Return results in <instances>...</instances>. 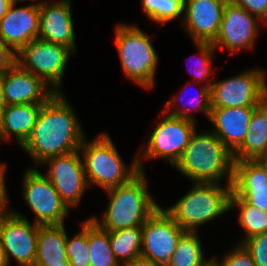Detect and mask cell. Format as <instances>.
<instances>
[{
  "label": "cell",
  "mask_w": 267,
  "mask_h": 266,
  "mask_svg": "<svg viewBox=\"0 0 267 266\" xmlns=\"http://www.w3.org/2000/svg\"><path fill=\"white\" fill-rule=\"evenodd\" d=\"M109 240L115 258L123 265L141 255L142 227L109 231Z\"/></svg>",
  "instance_id": "cell-27"
},
{
  "label": "cell",
  "mask_w": 267,
  "mask_h": 266,
  "mask_svg": "<svg viewBox=\"0 0 267 266\" xmlns=\"http://www.w3.org/2000/svg\"><path fill=\"white\" fill-rule=\"evenodd\" d=\"M5 106L6 104L3 96V72H0V114Z\"/></svg>",
  "instance_id": "cell-39"
},
{
  "label": "cell",
  "mask_w": 267,
  "mask_h": 266,
  "mask_svg": "<svg viewBox=\"0 0 267 266\" xmlns=\"http://www.w3.org/2000/svg\"><path fill=\"white\" fill-rule=\"evenodd\" d=\"M55 92L39 77L16 64L3 73V96L6 105L44 104Z\"/></svg>",
  "instance_id": "cell-18"
},
{
  "label": "cell",
  "mask_w": 267,
  "mask_h": 266,
  "mask_svg": "<svg viewBox=\"0 0 267 266\" xmlns=\"http://www.w3.org/2000/svg\"><path fill=\"white\" fill-rule=\"evenodd\" d=\"M39 20L38 39L65 46L76 53L71 0H39Z\"/></svg>",
  "instance_id": "cell-15"
},
{
  "label": "cell",
  "mask_w": 267,
  "mask_h": 266,
  "mask_svg": "<svg viewBox=\"0 0 267 266\" xmlns=\"http://www.w3.org/2000/svg\"><path fill=\"white\" fill-rule=\"evenodd\" d=\"M17 64V52L0 38V72H6Z\"/></svg>",
  "instance_id": "cell-35"
},
{
  "label": "cell",
  "mask_w": 267,
  "mask_h": 266,
  "mask_svg": "<svg viewBox=\"0 0 267 266\" xmlns=\"http://www.w3.org/2000/svg\"><path fill=\"white\" fill-rule=\"evenodd\" d=\"M122 266H162L153 262L152 260L140 255L134 258L133 260L124 263Z\"/></svg>",
  "instance_id": "cell-37"
},
{
  "label": "cell",
  "mask_w": 267,
  "mask_h": 266,
  "mask_svg": "<svg viewBox=\"0 0 267 266\" xmlns=\"http://www.w3.org/2000/svg\"><path fill=\"white\" fill-rule=\"evenodd\" d=\"M202 266H221L219 262L214 258L211 257L204 265Z\"/></svg>",
  "instance_id": "cell-41"
},
{
  "label": "cell",
  "mask_w": 267,
  "mask_h": 266,
  "mask_svg": "<svg viewBox=\"0 0 267 266\" xmlns=\"http://www.w3.org/2000/svg\"><path fill=\"white\" fill-rule=\"evenodd\" d=\"M198 235V232H185L166 266L204 265L210 258H206Z\"/></svg>",
  "instance_id": "cell-28"
},
{
  "label": "cell",
  "mask_w": 267,
  "mask_h": 266,
  "mask_svg": "<svg viewBox=\"0 0 267 266\" xmlns=\"http://www.w3.org/2000/svg\"><path fill=\"white\" fill-rule=\"evenodd\" d=\"M39 224L13 208L0 213V244L10 266L13 257L21 266H34Z\"/></svg>",
  "instance_id": "cell-11"
},
{
  "label": "cell",
  "mask_w": 267,
  "mask_h": 266,
  "mask_svg": "<svg viewBox=\"0 0 267 266\" xmlns=\"http://www.w3.org/2000/svg\"><path fill=\"white\" fill-rule=\"evenodd\" d=\"M81 231L66 240V255L71 266H90L87 219L81 223Z\"/></svg>",
  "instance_id": "cell-30"
},
{
  "label": "cell",
  "mask_w": 267,
  "mask_h": 266,
  "mask_svg": "<svg viewBox=\"0 0 267 266\" xmlns=\"http://www.w3.org/2000/svg\"><path fill=\"white\" fill-rule=\"evenodd\" d=\"M43 104L6 105L0 114V138L11 141L20 147L29 138Z\"/></svg>",
  "instance_id": "cell-21"
},
{
  "label": "cell",
  "mask_w": 267,
  "mask_h": 266,
  "mask_svg": "<svg viewBox=\"0 0 267 266\" xmlns=\"http://www.w3.org/2000/svg\"><path fill=\"white\" fill-rule=\"evenodd\" d=\"M256 107L211 108L209 122L213 132L233 153L244 141Z\"/></svg>",
  "instance_id": "cell-20"
},
{
  "label": "cell",
  "mask_w": 267,
  "mask_h": 266,
  "mask_svg": "<svg viewBox=\"0 0 267 266\" xmlns=\"http://www.w3.org/2000/svg\"><path fill=\"white\" fill-rule=\"evenodd\" d=\"M241 6L267 26V0H228Z\"/></svg>",
  "instance_id": "cell-34"
},
{
  "label": "cell",
  "mask_w": 267,
  "mask_h": 266,
  "mask_svg": "<svg viewBox=\"0 0 267 266\" xmlns=\"http://www.w3.org/2000/svg\"><path fill=\"white\" fill-rule=\"evenodd\" d=\"M10 3H21V2H23V1H25V3H26V1H30V0H8Z\"/></svg>",
  "instance_id": "cell-44"
},
{
  "label": "cell",
  "mask_w": 267,
  "mask_h": 266,
  "mask_svg": "<svg viewBox=\"0 0 267 266\" xmlns=\"http://www.w3.org/2000/svg\"><path fill=\"white\" fill-rule=\"evenodd\" d=\"M29 5L16 7L11 3L0 20V38L16 52L39 33V0H30Z\"/></svg>",
  "instance_id": "cell-17"
},
{
  "label": "cell",
  "mask_w": 267,
  "mask_h": 266,
  "mask_svg": "<svg viewBox=\"0 0 267 266\" xmlns=\"http://www.w3.org/2000/svg\"><path fill=\"white\" fill-rule=\"evenodd\" d=\"M194 45L196 46V48H198V54L197 56H200L197 63V65H195L193 67V79L197 83L201 82L203 85H206L208 87H212V82L215 81L213 80L215 78V71L212 70V62H213V57L215 55L216 49L214 48L212 43H208V42H194ZM195 63V64H196ZM191 71V70H190ZM213 75V76H212ZM212 76V78L210 77ZM210 77V78H209ZM207 79H209V81H207ZM204 81H207V83L205 82V84L203 83Z\"/></svg>",
  "instance_id": "cell-31"
},
{
  "label": "cell",
  "mask_w": 267,
  "mask_h": 266,
  "mask_svg": "<svg viewBox=\"0 0 267 266\" xmlns=\"http://www.w3.org/2000/svg\"><path fill=\"white\" fill-rule=\"evenodd\" d=\"M134 23L115 25V45L126 78L145 90L155 86L158 54L151 37Z\"/></svg>",
  "instance_id": "cell-6"
},
{
  "label": "cell",
  "mask_w": 267,
  "mask_h": 266,
  "mask_svg": "<svg viewBox=\"0 0 267 266\" xmlns=\"http://www.w3.org/2000/svg\"><path fill=\"white\" fill-rule=\"evenodd\" d=\"M232 184L193 183L173 206L163 208L185 232L199 227L230 211Z\"/></svg>",
  "instance_id": "cell-4"
},
{
  "label": "cell",
  "mask_w": 267,
  "mask_h": 266,
  "mask_svg": "<svg viewBox=\"0 0 267 266\" xmlns=\"http://www.w3.org/2000/svg\"><path fill=\"white\" fill-rule=\"evenodd\" d=\"M0 266H9L1 244H0Z\"/></svg>",
  "instance_id": "cell-40"
},
{
  "label": "cell",
  "mask_w": 267,
  "mask_h": 266,
  "mask_svg": "<svg viewBox=\"0 0 267 266\" xmlns=\"http://www.w3.org/2000/svg\"><path fill=\"white\" fill-rule=\"evenodd\" d=\"M267 153V98L253 111L243 143L232 153L233 160H258Z\"/></svg>",
  "instance_id": "cell-22"
},
{
  "label": "cell",
  "mask_w": 267,
  "mask_h": 266,
  "mask_svg": "<svg viewBox=\"0 0 267 266\" xmlns=\"http://www.w3.org/2000/svg\"><path fill=\"white\" fill-rule=\"evenodd\" d=\"M192 81L193 80L186 82L187 84L185 87H187V88H185V87L182 88L183 92L181 91L180 94L174 95L172 97V100L166 101L164 107L162 108L163 109L162 111H164L166 114H169L171 116L181 117V118L188 119V120L195 122L196 119H195V115L193 114V112L195 110L196 112L197 111L202 112L203 115H205V117H207V120H209L210 112H211V88L210 87H208L206 85L199 86V88L197 89L198 93H195L196 96H194L193 100H192V98H189L190 100L185 99L186 102L183 101V98H185V97L183 96L182 93H185L184 91H186V89H188V87H189L188 85L194 83V81L193 82ZM187 91H189V89ZM179 101H180V103H178ZM181 103H182V105L179 106V104H181ZM172 109H174V111H172ZM192 110H193V112H192Z\"/></svg>",
  "instance_id": "cell-24"
},
{
  "label": "cell",
  "mask_w": 267,
  "mask_h": 266,
  "mask_svg": "<svg viewBox=\"0 0 267 266\" xmlns=\"http://www.w3.org/2000/svg\"><path fill=\"white\" fill-rule=\"evenodd\" d=\"M238 208V222L245 234L239 240L241 244L246 239L261 233H267V212L259 210L238 197L233 191L230 197V210Z\"/></svg>",
  "instance_id": "cell-26"
},
{
  "label": "cell",
  "mask_w": 267,
  "mask_h": 266,
  "mask_svg": "<svg viewBox=\"0 0 267 266\" xmlns=\"http://www.w3.org/2000/svg\"><path fill=\"white\" fill-rule=\"evenodd\" d=\"M6 164L2 163L0 164V213L9 210V199H8V192H7V187H6V182H5V174L6 171L8 170L6 168Z\"/></svg>",
  "instance_id": "cell-36"
},
{
  "label": "cell",
  "mask_w": 267,
  "mask_h": 266,
  "mask_svg": "<svg viewBox=\"0 0 267 266\" xmlns=\"http://www.w3.org/2000/svg\"><path fill=\"white\" fill-rule=\"evenodd\" d=\"M185 231L159 207L142 225L141 255L166 266Z\"/></svg>",
  "instance_id": "cell-13"
},
{
  "label": "cell",
  "mask_w": 267,
  "mask_h": 266,
  "mask_svg": "<svg viewBox=\"0 0 267 266\" xmlns=\"http://www.w3.org/2000/svg\"><path fill=\"white\" fill-rule=\"evenodd\" d=\"M90 266H121L112 252L109 231L102 229L91 216L87 219Z\"/></svg>",
  "instance_id": "cell-25"
},
{
  "label": "cell",
  "mask_w": 267,
  "mask_h": 266,
  "mask_svg": "<svg viewBox=\"0 0 267 266\" xmlns=\"http://www.w3.org/2000/svg\"><path fill=\"white\" fill-rule=\"evenodd\" d=\"M66 240L67 231L64 224L39 225L34 266L69 262Z\"/></svg>",
  "instance_id": "cell-23"
},
{
  "label": "cell",
  "mask_w": 267,
  "mask_h": 266,
  "mask_svg": "<svg viewBox=\"0 0 267 266\" xmlns=\"http://www.w3.org/2000/svg\"><path fill=\"white\" fill-rule=\"evenodd\" d=\"M258 22L262 23L241 6L227 1L217 37L212 43L214 48L217 50L224 47L231 55L242 49L252 50L259 34Z\"/></svg>",
  "instance_id": "cell-14"
},
{
  "label": "cell",
  "mask_w": 267,
  "mask_h": 266,
  "mask_svg": "<svg viewBox=\"0 0 267 266\" xmlns=\"http://www.w3.org/2000/svg\"><path fill=\"white\" fill-rule=\"evenodd\" d=\"M266 73L254 68L213 81L211 108L257 107L267 98Z\"/></svg>",
  "instance_id": "cell-9"
},
{
  "label": "cell",
  "mask_w": 267,
  "mask_h": 266,
  "mask_svg": "<svg viewBox=\"0 0 267 266\" xmlns=\"http://www.w3.org/2000/svg\"><path fill=\"white\" fill-rule=\"evenodd\" d=\"M147 184L145 171H140L127 183L106 190L109 199L105 213L100 219L92 216V220L107 231L142 227L160 207Z\"/></svg>",
  "instance_id": "cell-3"
},
{
  "label": "cell",
  "mask_w": 267,
  "mask_h": 266,
  "mask_svg": "<svg viewBox=\"0 0 267 266\" xmlns=\"http://www.w3.org/2000/svg\"><path fill=\"white\" fill-rule=\"evenodd\" d=\"M22 194L39 225L64 224L70 209L62 201L50 180L35 166L25 170Z\"/></svg>",
  "instance_id": "cell-10"
},
{
  "label": "cell",
  "mask_w": 267,
  "mask_h": 266,
  "mask_svg": "<svg viewBox=\"0 0 267 266\" xmlns=\"http://www.w3.org/2000/svg\"><path fill=\"white\" fill-rule=\"evenodd\" d=\"M79 151L89 187L95 185L106 191L127 183L140 172L137 154L132 164L126 165L106 132L90 141L85 137Z\"/></svg>",
  "instance_id": "cell-5"
},
{
  "label": "cell",
  "mask_w": 267,
  "mask_h": 266,
  "mask_svg": "<svg viewBox=\"0 0 267 266\" xmlns=\"http://www.w3.org/2000/svg\"><path fill=\"white\" fill-rule=\"evenodd\" d=\"M161 114V115H160ZM158 116H162L160 121L149 136L147 145L138 150L137 160L140 171H145V159L166 160L172 167L181 158L184 149L195 133L196 124L194 121L181 117H174L161 110Z\"/></svg>",
  "instance_id": "cell-7"
},
{
  "label": "cell",
  "mask_w": 267,
  "mask_h": 266,
  "mask_svg": "<svg viewBox=\"0 0 267 266\" xmlns=\"http://www.w3.org/2000/svg\"><path fill=\"white\" fill-rule=\"evenodd\" d=\"M10 2L8 0H0V20L5 16L7 10L10 6Z\"/></svg>",
  "instance_id": "cell-38"
},
{
  "label": "cell",
  "mask_w": 267,
  "mask_h": 266,
  "mask_svg": "<svg viewBox=\"0 0 267 266\" xmlns=\"http://www.w3.org/2000/svg\"><path fill=\"white\" fill-rule=\"evenodd\" d=\"M228 0H184L182 25L193 42L213 43Z\"/></svg>",
  "instance_id": "cell-16"
},
{
  "label": "cell",
  "mask_w": 267,
  "mask_h": 266,
  "mask_svg": "<svg viewBox=\"0 0 267 266\" xmlns=\"http://www.w3.org/2000/svg\"><path fill=\"white\" fill-rule=\"evenodd\" d=\"M258 162L266 169L267 171V153L263 154L259 159Z\"/></svg>",
  "instance_id": "cell-42"
},
{
  "label": "cell",
  "mask_w": 267,
  "mask_h": 266,
  "mask_svg": "<svg viewBox=\"0 0 267 266\" xmlns=\"http://www.w3.org/2000/svg\"><path fill=\"white\" fill-rule=\"evenodd\" d=\"M173 167L193 183L220 184L225 179L232 184L233 181L232 153L210 130L200 133L196 130Z\"/></svg>",
  "instance_id": "cell-2"
},
{
  "label": "cell",
  "mask_w": 267,
  "mask_h": 266,
  "mask_svg": "<svg viewBox=\"0 0 267 266\" xmlns=\"http://www.w3.org/2000/svg\"><path fill=\"white\" fill-rule=\"evenodd\" d=\"M65 94L54 93L43 105L32 132L21 146L39 167L48 158L79 150L85 132Z\"/></svg>",
  "instance_id": "cell-1"
},
{
  "label": "cell",
  "mask_w": 267,
  "mask_h": 266,
  "mask_svg": "<svg viewBox=\"0 0 267 266\" xmlns=\"http://www.w3.org/2000/svg\"><path fill=\"white\" fill-rule=\"evenodd\" d=\"M256 266H267V233L254 235L241 243Z\"/></svg>",
  "instance_id": "cell-32"
},
{
  "label": "cell",
  "mask_w": 267,
  "mask_h": 266,
  "mask_svg": "<svg viewBox=\"0 0 267 266\" xmlns=\"http://www.w3.org/2000/svg\"><path fill=\"white\" fill-rule=\"evenodd\" d=\"M69 48L34 39L17 52V64L39 77L55 93H62V83L71 55Z\"/></svg>",
  "instance_id": "cell-8"
},
{
  "label": "cell",
  "mask_w": 267,
  "mask_h": 266,
  "mask_svg": "<svg viewBox=\"0 0 267 266\" xmlns=\"http://www.w3.org/2000/svg\"><path fill=\"white\" fill-rule=\"evenodd\" d=\"M221 266H256L250 253L242 244H237L229 253L220 258L213 256Z\"/></svg>",
  "instance_id": "cell-33"
},
{
  "label": "cell",
  "mask_w": 267,
  "mask_h": 266,
  "mask_svg": "<svg viewBox=\"0 0 267 266\" xmlns=\"http://www.w3.org/2000/svg\"><path fill=\"white\" fill-rule=\"evenodd\" d=\"M232 191L267 212V171L258 160L234 161Z\"/></svg>",
  "instance_id": "cell-19"
},
{
  "label": "cell",
  "mask_w": 267,
  "mask_h": 266,
  "mask_svg": "<svg viewBox=\"0 0 267 266\" xmlns=\"http://www.w3.org/2000/svg\"><path fill=\"white\" fill-rule=\"evenodd\" d=\"M147 19L161 26L184 16V0H141Z\"/></svg>",
  "instance_id": "cell-29"
},
{
  "label": "cell",
  "mask_w": 267,
  "mask_h": 266,
  "mask_svg": "<svg viewBox=\"0 0 267 266\" xmlns=\"http://www.w3.org/2000/svg\"><path fill=\"white\" fill-rule=\"evenodd\" d=\"M47 165L46 174L62 201L69 209L80 204L89 184L82 156L79 150L48 158L41 166Z\"/></svg>",
  "instance_id": "cell-12"
},
{
  "label": "cell",
  "mask_w": 267,
  "mask_h": 266,
  "mask_svg": "<svg viewBox=\"0 0 267 266\" xmlns=\"http://www.w3.org/2000/svg\"><path fill=\"white\" fill-rule=\"evenodd\" d=\"M48 266H71V265L69 262H62V263L50 264Z\"/></svg>",
  "instance_id": "cell-43"
}]
</instances>
